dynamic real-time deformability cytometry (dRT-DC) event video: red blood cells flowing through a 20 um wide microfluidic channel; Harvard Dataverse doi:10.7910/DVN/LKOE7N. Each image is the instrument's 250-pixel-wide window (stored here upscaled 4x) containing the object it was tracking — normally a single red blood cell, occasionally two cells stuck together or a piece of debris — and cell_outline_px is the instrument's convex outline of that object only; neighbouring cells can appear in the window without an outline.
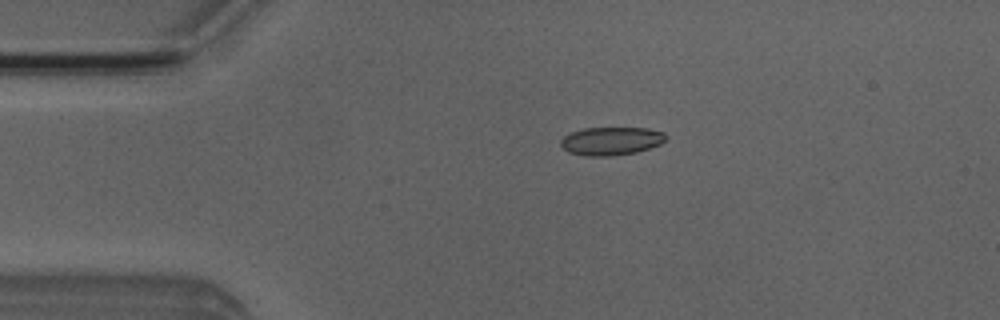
{"species": "Egyptian fruit bat (a non-hibernating species)", "species_latin": "Rousettus aegyptiacus", "temperature_condition": "room temperature", "stored_images_in_passage": 4, "camera_frame_rate_fps": 3000, "um_per_image_px": 0.085, "animal": {"sex": "male"}, "frame": {"image": 1, "passage_image": 3, "time_ms": 3.0, "image_size_px": [1000, 320], "cell_outline_px": [[668, 136], [660, 144], [636, 152], [612, 156], [584, 156], [568, 152], [560, 144], [560, 140], [564, 136], [572, 132], [584, 128], [648, 128], [664, 132]], "centroid_in_image_um": [51.94, 11.99], "position_along_channel_um": 33.1, "area_um2": 17.28}}